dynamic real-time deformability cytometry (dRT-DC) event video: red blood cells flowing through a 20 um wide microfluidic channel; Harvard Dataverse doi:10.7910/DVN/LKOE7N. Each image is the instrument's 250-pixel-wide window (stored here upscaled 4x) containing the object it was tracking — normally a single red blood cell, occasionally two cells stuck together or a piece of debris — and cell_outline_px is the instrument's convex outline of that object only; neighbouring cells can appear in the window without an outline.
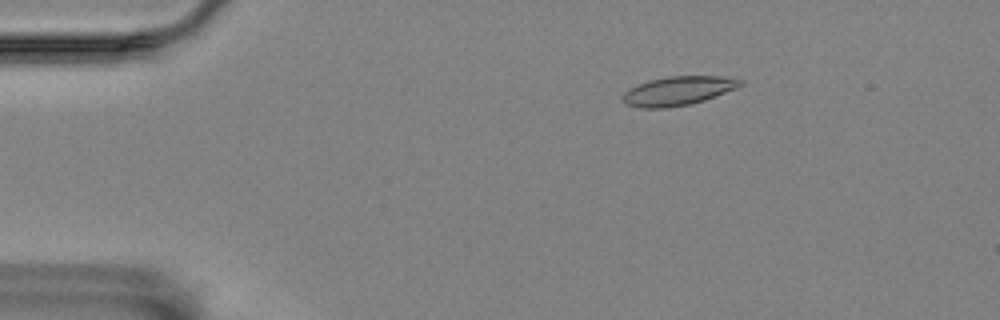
{"species": "Egyptian fruit bat (a non-hibernating species)", "species_latin": "Rousettus aegyptiacus", "temperature_condition": "room temperature", "stored_images_in_passage": 57, "camera_frame_rate_fps": 3000, "um_per_image_px": 0.085, "animal": {"sex": "female"}, "frame": {"image": 1, "passage_image": 10, "time_ms": 3.0, "image_size_px": [1000, 320], "cell_outline_px": [[744, 84], [736, 88], [704, 100], [688, 104], [664, 108], [640, 108], [628, 104], [620, 100], [620, 96], [628, 88], [636, 84], [648, 80], [668, 76], [720, 76], [744, 80]], "centroid_in_image_um": [57.58, 7.71], "position_along_channel_um": 27.4, "area_um2": 19.94}}
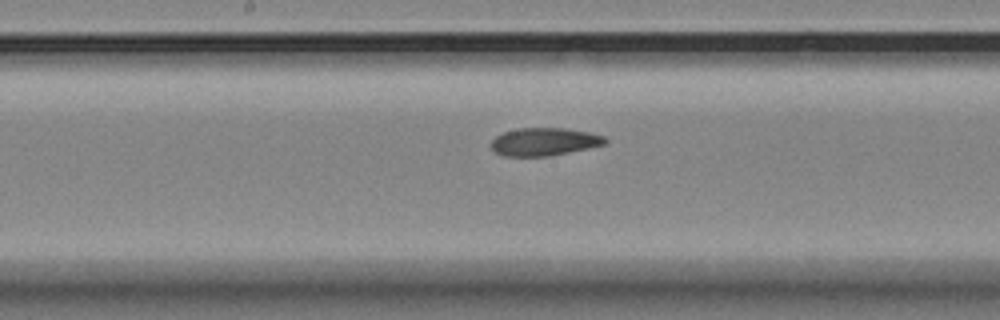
{"frame": {"image": 2, "passage_image": 30, "time_ms": 9.667, "image_size_px": [1000, 320], "cell_outline_px": [[608, 140], [604, 144], [588, 148], [548, 156], [504, 156], [496, 152], [492, 148], [492, 140], [496, 136], [504, 132], [516, 128], [568, 128], [588, 132], [604, 136]], "centroid_in_image_um": [46.26, 12.04], "position_along_channel_um": 201.9, "area_um2": 18.38}}
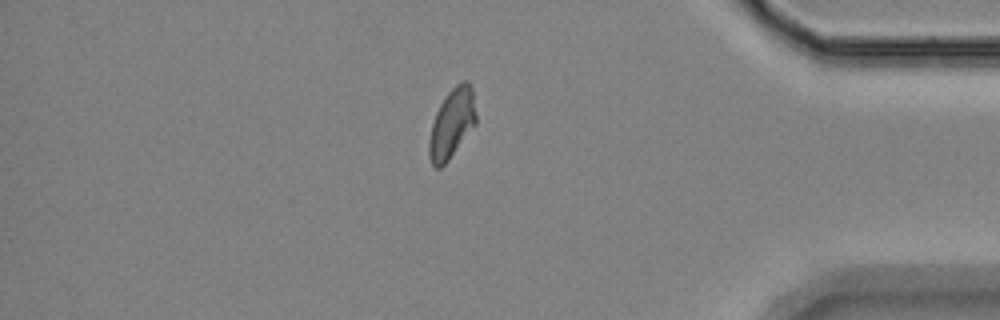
{"frame": {"image": 3, "passage_image": 49, "time_ms": 16.0, "image_size_px": [1000, 320], "cell_outline_px": [[476, 124], [448, 160], [440, 168], [436, 168], [432, 164], [428, 156], [428, 140], [432, 124], [436, 112], [440, 104], [448, 92], [460, 80], [468, 80], [472, 88], [476, 116]], "centroid_in_image_um": [38.4, 10.48], "position_along_channel_um": 396.8, "area_um2": 19.02}, "authors_computed_cell_mechanics": {"area_um2": 19.1896, "velocity_mm_per_s": 3.5311, "shape_relaxation_time_tau1_ms": 4.5606, "shape_relaxation_time_tau2_ms": 2.8896, "deformation_change_tau1": 0.133, "deformation_change_tau2": 0.081}}